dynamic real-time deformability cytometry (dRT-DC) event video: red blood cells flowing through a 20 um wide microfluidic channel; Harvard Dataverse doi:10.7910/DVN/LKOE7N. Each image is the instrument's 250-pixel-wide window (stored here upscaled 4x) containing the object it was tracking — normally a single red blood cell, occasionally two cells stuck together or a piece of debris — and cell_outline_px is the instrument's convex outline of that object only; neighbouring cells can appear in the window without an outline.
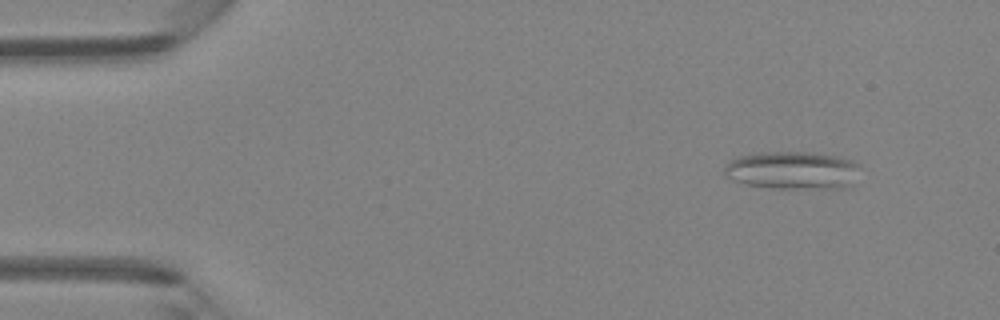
{"species": "Egyptian fruit bat (a non-hibernating species)", "species_latin": "Rousettus aegyptiacus", "temperature_condition": "room temperature", "stored_images_in_passage": 43, "camera_frame_rate_fps": 3000, "um_per_image_px": 0.085, "animal": {"sex": "female"}, "frame": {"image": 1, "passage_image": 1, "time_ms": 0.0, "image_size_px": [1000, 320], "cell_outline_px": [[860, 164], [852, 184], [844, 188], [768, 188], [744, 184], [732, 180], [724, 172], [724, 168], [728, 160], [736, 156], [756, 152], [812, 152], [836, 156], [852, 160]], "centroid_in_image_um": [67.32, 14.47], "position_along_channel_um": 17.7, "area_um2": 30.29}}
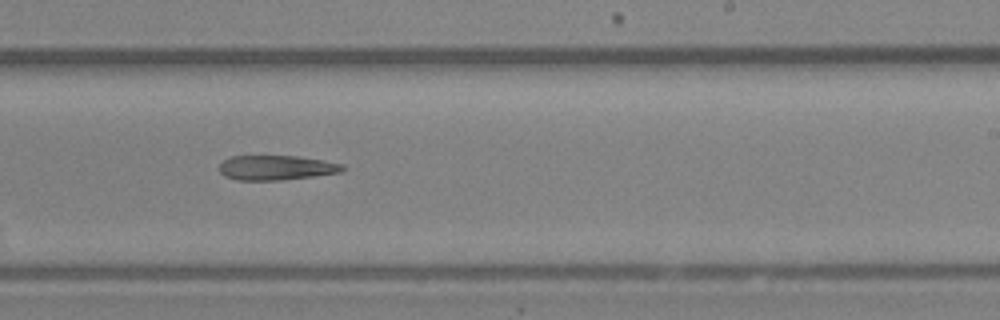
{"frame": {"image": 2, "passage_image": 25, "time_ms": 8.0, "image_size_px": [1000, 320], "cell_outline_px": [[344, 168], [340, 172], [284, 180], [236, 180], [224, 176], [220, 172], [220, 164], [224, 160], [232, 156], [296, 156], [344, 164]], "centroid_in_image_um": [23.45, 14.26], "position_along_channel_um": 265.6, "area_um2": 17.57}}
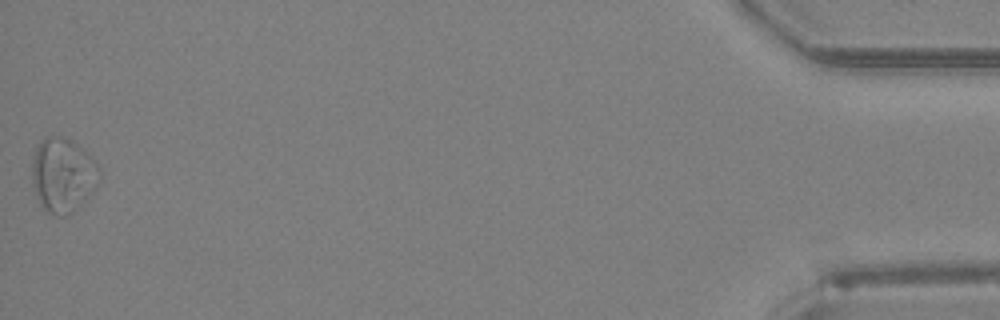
{"frame": {"image": 3, "passage_image": 43, "time_ms": 14.0, "image_size_px": [1000, 320], "cell_outline_px": [[100, 180], [96, 188], [84, 204], [68, 216], [56, 216], [48, 212], [40, 204], [36, 196], [32, 184], [32, 160], [36, 148], [40, 140], [44, 136], [64, 136], [72, 140], [92, 156], [96, 160], [100, 168]], "centroid_in_image_um": [5.38, 14.89], "position_along_channel_um": 429.8, "area_um2": 30.06}}